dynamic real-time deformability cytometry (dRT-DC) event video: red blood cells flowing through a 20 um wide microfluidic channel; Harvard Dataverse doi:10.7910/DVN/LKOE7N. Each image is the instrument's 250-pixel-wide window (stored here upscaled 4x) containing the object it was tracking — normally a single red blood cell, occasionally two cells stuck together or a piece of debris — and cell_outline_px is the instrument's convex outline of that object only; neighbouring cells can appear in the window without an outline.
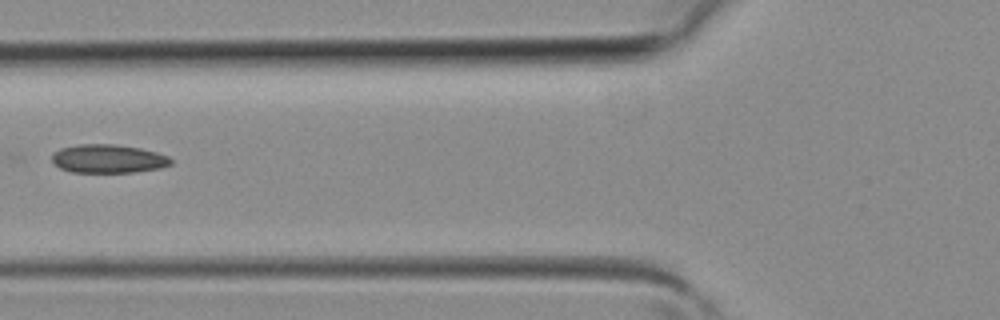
{"species": "common noctule bat (a hibernating species)", "species_latin": "Nyctalus noctula", "temperature_condition": "room temperature", "stored_images_in_passage": 4, "camera_frame_rate_fps": 3000, "um_per_image_px": 0.085, "animal": {"sex": "female", "body_mass_g": 19.3, "forearm_length_mm": 54.1}, "frame": {"image": 1, "passage_image": 4, "time_ms": 1.0, "image_size_px": [1000, 320], "cell_outline_px": [[172, 164], [160, 168], [132, 172], [72, 172], [60, 168], [52, 164], [52, 152], [60, 148], [80, 144], [116, 144], [140, 148], [156, 152], [168, 156], [172, 160]], "centroid_in_image_um": [9.16, 13.49], "position_along_channel_um": 116.6, "area_um2": 19.88}}